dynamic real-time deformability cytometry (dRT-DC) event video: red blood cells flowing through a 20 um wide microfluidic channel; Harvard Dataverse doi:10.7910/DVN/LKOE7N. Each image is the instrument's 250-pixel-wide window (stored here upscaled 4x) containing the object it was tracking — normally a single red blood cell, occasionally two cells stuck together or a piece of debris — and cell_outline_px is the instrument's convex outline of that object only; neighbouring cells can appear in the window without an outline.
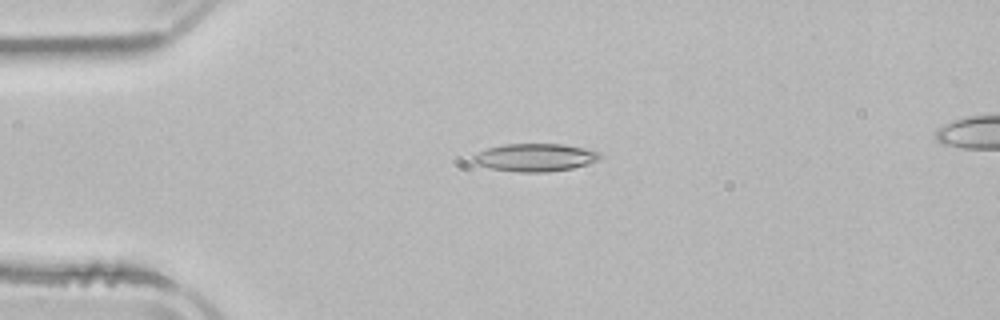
{"species": "common noctule bat (a hibernating species)", "species_latin": "Nyctalus noctula", "temperature_condition": "room temperature", "stored_images_in_passage": 7, "camera_frame_rate_fps": 3000, "um_per_image_px": 0.085, "animal": {"sex": "male", "body_mass_g": 21.5, "forearm_length_mm": 52.0}, "frame": {"image": 1, "passage_image": 7, "time_ms": 8.667, "image_size_px": [1000, 320], "cell_outline_px": [[600, 156], [596, 160], [572, 168], [548, 172], [516, 172], [492, 168], [476, 164], [472, 160], [472, 156], [488, 148], [504, 144], [564, 144], [584, 148], [600, 152]], "centroid_in_image_um": [45.45, 13.38], "position_along_channel_um": 39.5, "area_um2": 20.29}}